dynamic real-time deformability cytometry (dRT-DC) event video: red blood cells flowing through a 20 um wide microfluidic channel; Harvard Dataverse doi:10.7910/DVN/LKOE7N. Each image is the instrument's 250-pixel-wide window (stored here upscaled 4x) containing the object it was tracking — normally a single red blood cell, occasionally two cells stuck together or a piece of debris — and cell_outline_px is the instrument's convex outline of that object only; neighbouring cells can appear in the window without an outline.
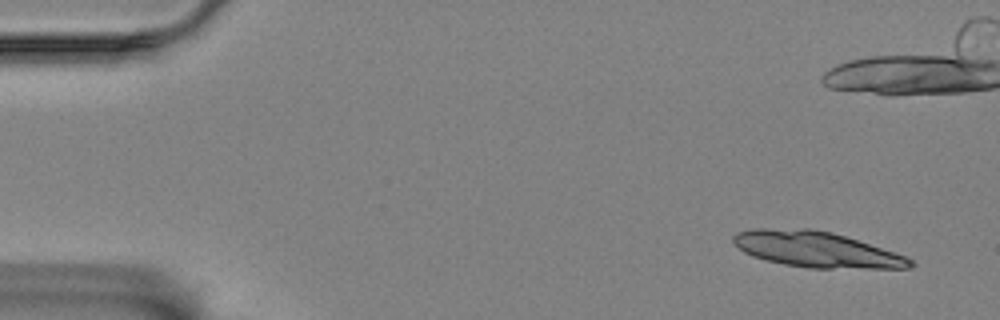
{"species": "Egyptian fruit bat (a non-hibernating species)", "species_latin": "Rousettus aegyptiacus", "temperature_condition": "room temperature", "stored_images_in_passage": 15, "camera_frame_rate_fps": 3000, "um_per_image_px": 0.085, "animal": {"sex": "female"}, "frame": {"image": 1, "passage_image": 3, "time_ms": 0.667, "image_size_px": [1000, 320], "cell_outline_px": [[916, 264], [912, 268], [808, 268], [784, 264], [764, 260], [752, 256], [744, 252], [732, 240], [732, 236], [736, 232], [752, 228], [808, 228], [832, 232], [904, 256], [912, 260]], "centroid_in_image_um": [69.33, 21.2], "position_along_channel_um": 15.7, "area_um2": 36.53}}